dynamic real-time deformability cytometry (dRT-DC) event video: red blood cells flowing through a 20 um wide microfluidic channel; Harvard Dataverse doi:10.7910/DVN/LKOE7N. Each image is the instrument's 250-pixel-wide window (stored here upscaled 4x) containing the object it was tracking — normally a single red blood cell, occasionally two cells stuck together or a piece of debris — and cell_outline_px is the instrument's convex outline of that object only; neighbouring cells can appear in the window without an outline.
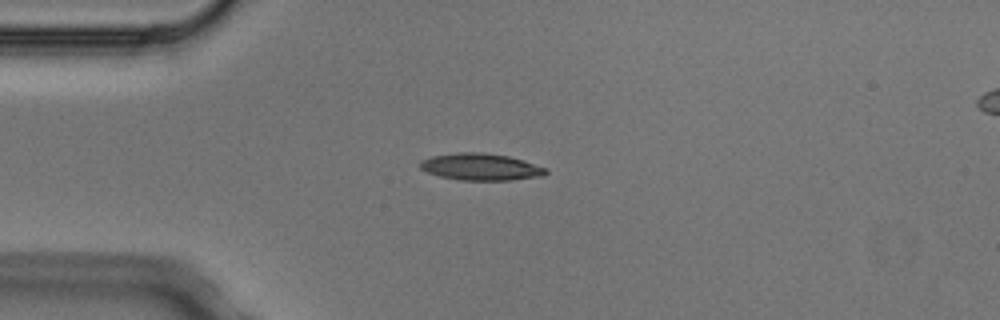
{"species": "Egyptian fruit bat (a non-hibernating species)", "species_latin": "Rousettus aegyptiacus", "temperature_condition": "cold", "stored_images_in_passage": 5, "camera_frame_rate_fps": 3000, "um_per_image_px": 0.085, "animal": {"sex": "male"}, "frame": {"image": 1, "passage_image": 3, "time_ms": 0.667, "image_size_px": [1000, 320], "cell_outline_px": [[548, 172], [544, 176], [512, 180], [460, 180], [440, 176], [428, 172], [420, 168], [420, 160], [432, 156], [460, 152], [480, 152], [508, 156], [524, 160], [548, 168]], "centroid_in_image_um": [40.91, 14.18], "position_along_channel_um": 44.1, "area_um2": 19.77}}